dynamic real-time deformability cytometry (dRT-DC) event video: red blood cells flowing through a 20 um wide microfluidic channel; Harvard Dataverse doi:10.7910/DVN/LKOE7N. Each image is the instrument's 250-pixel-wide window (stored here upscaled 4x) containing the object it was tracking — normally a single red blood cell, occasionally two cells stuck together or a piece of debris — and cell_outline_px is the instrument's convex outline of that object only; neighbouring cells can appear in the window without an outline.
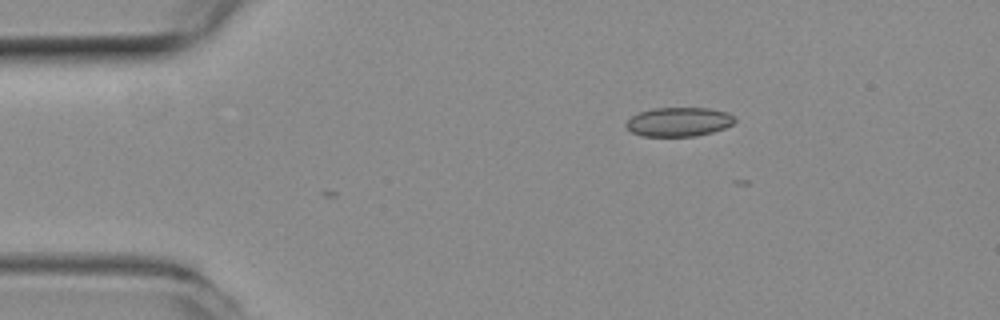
{"species": "common noctule bat (a hibernating species)", "species_latin": "Nyctalus noctula", "temperature_condition": "room temperature", "stored_images_in_passage": 2, "camera_frame_rate_fps": 3000, "um_per_image_px": 0.085, "animal": {"sex": "female", "body_mass_g": 19.3, "forearm_length_mm": 54.1}, "frame": {"image": 1, "passage_image": 2, "time_ms": 0.333, "image_size_px": [1000, 320], "cell_outline_px": [[736, 120], [732, 124], [724, 128], [712, 132], [696, 136], [644, 136], [632, 132], [624, 124], [632, 116], [640, 112], [652, 108], [712, 108], [728, 112], [736, 116]], "centroid_in_image_um": [57.74, 10.35], "position_along_channel_um": 27.3, "area_um2": 18.5}}